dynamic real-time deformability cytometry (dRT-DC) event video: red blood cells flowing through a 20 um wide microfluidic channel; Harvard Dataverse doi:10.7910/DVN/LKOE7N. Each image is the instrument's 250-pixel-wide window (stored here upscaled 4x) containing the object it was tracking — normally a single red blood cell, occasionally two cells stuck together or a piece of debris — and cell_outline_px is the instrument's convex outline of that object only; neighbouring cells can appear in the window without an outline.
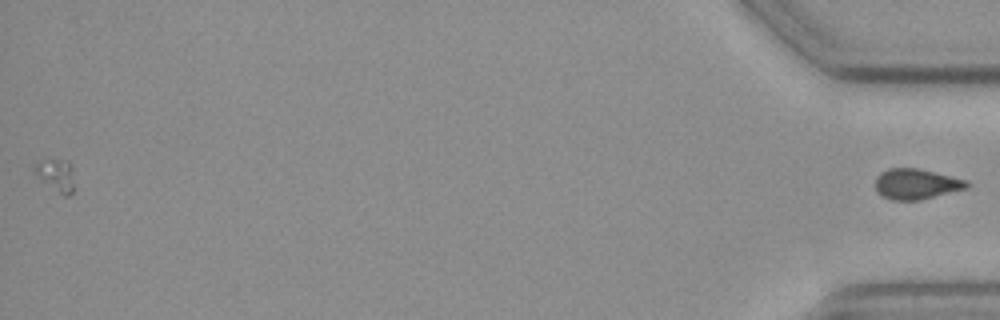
{"species": "common noctule bat (a hibernating species)", "species_latin": "Nyctalus noctula", "temperature_condition": "cold", "stored_images_in_passage": 48, "camera_frame_rate_fps": 3000, "um_per_image_px": 0.085, "animal": {"sex": "female", "body_mass_g": 19.3, "forearm_length_mm": 54.1}, "frame": {"image": 1, "passage_image": 48, "time_ms": 15.667, "image_size_px": [1000, 320], "cell_outline_px": [[972, 184], [968, 188], [920, 200], [892, 200], [876, 192], [876, 176], [880, 172], [888, 168], [920, 168], [968, 180]], "centroid_in_image_um": [77.91, 15.63], "position_along_channel_um": 357.3, "area_um2": 16.47}}